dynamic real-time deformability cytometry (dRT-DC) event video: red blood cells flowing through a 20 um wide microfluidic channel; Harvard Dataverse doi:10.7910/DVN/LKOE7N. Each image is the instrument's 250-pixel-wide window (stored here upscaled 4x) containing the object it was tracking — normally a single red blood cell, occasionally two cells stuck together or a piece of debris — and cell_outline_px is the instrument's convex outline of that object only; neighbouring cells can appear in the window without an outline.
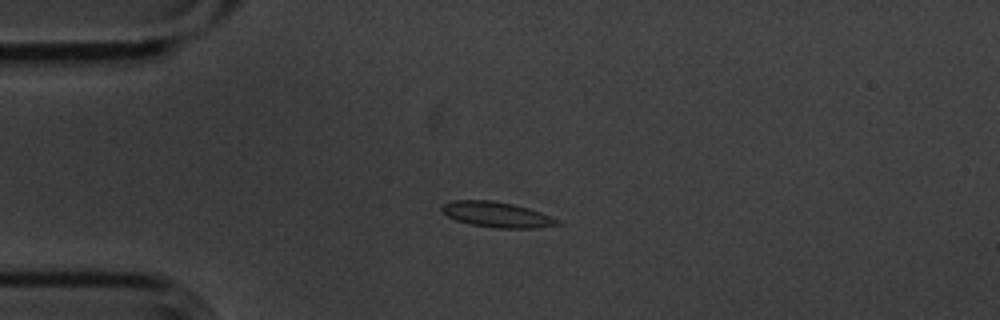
{"species": "common noctule bat (a hibernating species)", "species_latin": "Nyctalus noctula", "temperature_condition": "cold", "stored_images_in_passage": 9, "camera_frame_rate_fps": 3000, "um_per_image_px": 0.085, "animal": {"sex": "male", "body_mass_g": 20.1, "forearm_length_mm": 53.5}, "frame": {"image": 1, "passage_image": 4, "time_ms": 1.0, "image_size_px": [1000, 320], "cell_outline_px": [[560, 224], [536, 228], [496, 228], [472, 224], [456, 220], [448, 216], [440, 208], [444, 204], [452, 200], [492, 200], [512, 204], [528, 208], [540, 212], [560, 220]], "centroid_in_image_um": [42.24, 18.23], "position_along_channel_um": 42.8, "area_um2": 16.94}}
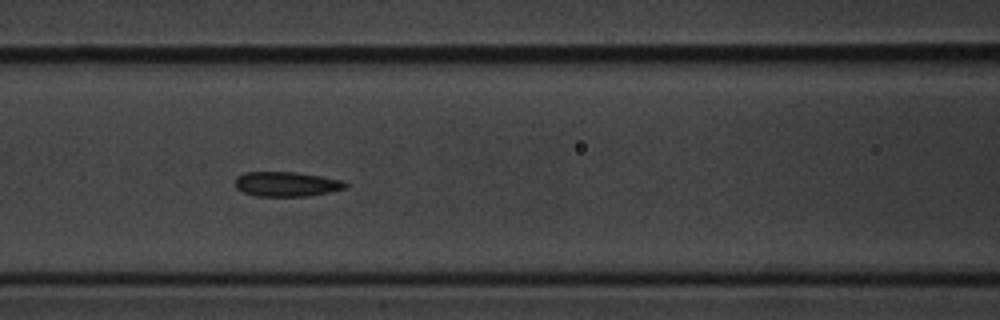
{"frame": {"image": 2, "passage_image": 7, "time_ms": 2.0, "image_size_px": [1000, 320], "cell_outline_px": [[348, 184], [344, 188], [328, 192], [308, 196], [256, 196], [244, 192], [236, 188], [236, 176], [244, 172], [296, 172], [344, 180]], "centroid_in_image_um": [24.34, 15.64], "position_along_channel_um": 142.3, "area_um2": 15.84}}
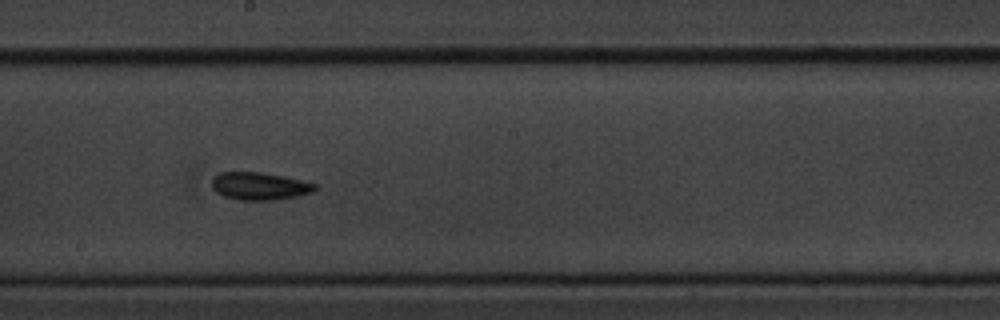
{"frame": {"image": 3, "passage_image": 9, "time_ms": 2.667, "image_size_px": [1000, 320], "cell_outline_px": [[316, 188], [312, 192], [296, 196], [272, 200], [240, 200], [224, 196], [216, 192], [212, 188], [212, 176], [220, 172], [260, 172], [284, 176], [316, 184]], "centroid_in_image_um": [22.01, 15.81], "position_along_channel_um": 226.2, "area_um2": 16.53}}